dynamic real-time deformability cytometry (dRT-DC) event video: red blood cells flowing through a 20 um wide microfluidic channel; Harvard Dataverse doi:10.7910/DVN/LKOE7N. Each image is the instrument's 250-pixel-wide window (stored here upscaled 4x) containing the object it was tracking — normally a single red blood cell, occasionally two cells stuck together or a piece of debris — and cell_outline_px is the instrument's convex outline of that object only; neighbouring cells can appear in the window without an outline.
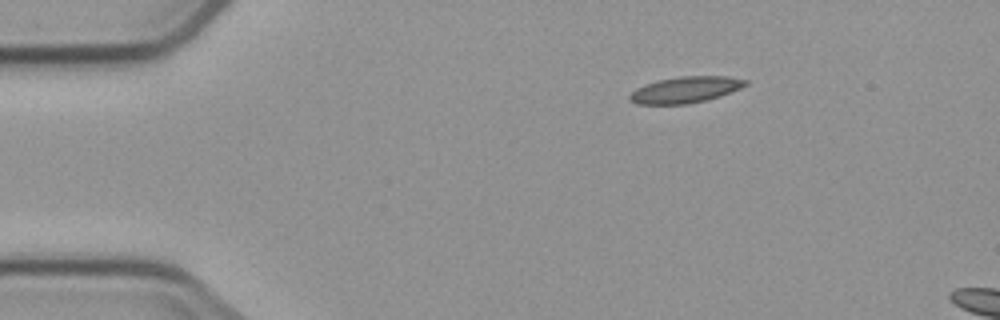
{"species": "common noctule bat (a hibernating species)", "species_latin": "Nyctalus noctula", "temperature_condition": "cold", "stored_images_in_passage": 3, "camera_frame_rate_fps": 3000, "um_per_image_px": 0.085, "animal": {"sex": "male", "body_mass_g": 23.1, "forearm_length_mm": 52.7}, "frame": {"image": 1, "passage_image": 1, "time_ms": 0.0, "image_size_px": [1000, 320], "cell_outline_px": [[748, 84], [740, 88], [720, 96], [688, 104], [636, 104], [628, 100], [628, 96], [636, 88], [644, 84], [656, 80], [680, 76], [728, 76], [748, 80]], "centroid_in_image_um": [58.23, 7.62], "position_along_channel_um": 26.8, "area_um2": 17.8}}